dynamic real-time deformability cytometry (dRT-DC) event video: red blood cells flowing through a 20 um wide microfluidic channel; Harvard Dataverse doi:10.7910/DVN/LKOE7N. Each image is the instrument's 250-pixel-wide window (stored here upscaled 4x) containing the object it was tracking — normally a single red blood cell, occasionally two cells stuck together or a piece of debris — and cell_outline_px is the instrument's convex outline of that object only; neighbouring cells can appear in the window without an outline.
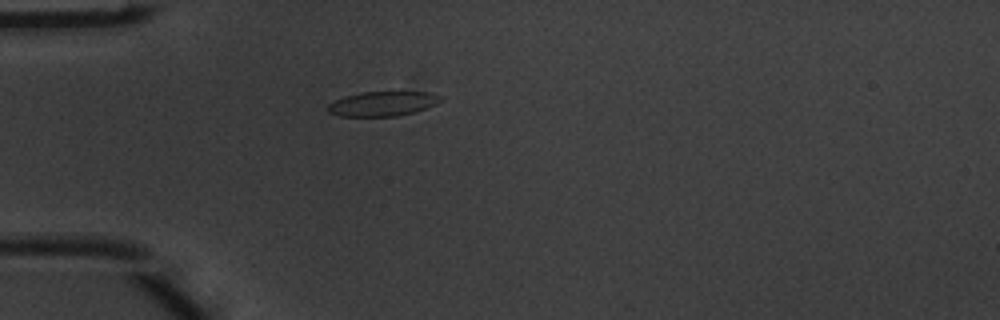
{"species": "common noctule bat (a hibernating species)", "species_latin": "Nyctalus noctula", "temperature_condition": "warm", "stored_images_in_passage": 1, "camera_frame_rate_fps": 3000, "um_per_image_px": 0.085, "animal": {"sex": "male", "body_mass_g": 20.1, "forearm_length_mm": 53.5}, "frame": {"image": 1, "passage_image": 1, "time_ms": 0.0, "image_size_px": [1000, 320], "cell_outline_px": [[444, 100], [428, 108], [416, 112], [396, 116], [340, 116], [328, 112], [328, 104], [344, 96], [360, 92], [428, 92], [440, 96]], "centroid_in_image_um": [32.55, 8.82], "position_along_channel_um": 52.4, "area_um2": 16.24}}